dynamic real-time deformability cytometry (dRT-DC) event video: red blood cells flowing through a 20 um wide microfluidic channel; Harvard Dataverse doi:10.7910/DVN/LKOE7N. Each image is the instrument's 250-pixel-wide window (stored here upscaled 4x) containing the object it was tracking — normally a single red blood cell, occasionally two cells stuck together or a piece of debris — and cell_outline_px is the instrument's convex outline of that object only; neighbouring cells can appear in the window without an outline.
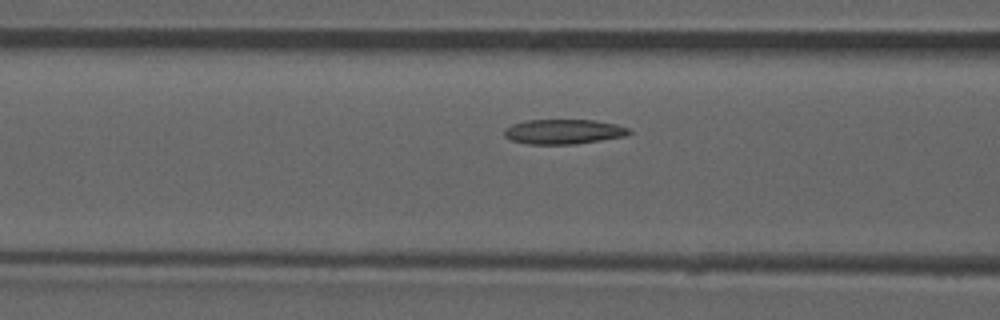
{"species": "common noctule bat (a hibernating species)", "species_latin": "Nyctalus noctula", "temperature_condition": "room temperature", "stored_images_in_passage": 37, "camera_frame_rate_fps": 3000, "um_per_image_px": 0.085, "animal": {"sex": "male", "forearm_length_mm": 52.5}, "frame": {"image": 1, "passage_image": 6, "time_ms": 1.667, "image_size_px": [1000, 320], "cell_outline_px": [[632, 132], [624, 136], [576, 144], [528, 144], [512, 140], [504, 136], [504, 128], [512, 124], [528, 120], [592, 120], [616, 124], [628, 128]], "centroid_in_image_um": [47.88, 11.19], "position_along_channel_um": 118.7, "area_um2": 17.92}, "authors_computed_cell_mechanics": {"area_um2": 17.7446, "velocity_mm_per_s": 3.9104, "shape_relaxation_time_tau1_ms": null, "shape_relaxation_time_tau2_ms": 3.6543, "deformation_change_tau1": null, "deformation_change_tau2": 0.0932}}